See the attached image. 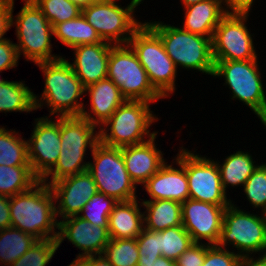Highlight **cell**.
Here are the masks:
<instances>
[{
  "instance_id": "1",
  "label": "cell",
  "mask_w": 266,
  "mask_h": 266,
  "mask_svg": "<svg viewBox=\"0 0 266 266\" xmlns=\"http://www.w3.org/2000/svg\"><path fill=\"white\" fill-rule=\"evenodd\" d=\"M53 199L50 185L41 180L29 190L9 197L11 227L33 235L38 240L57 239L58 232L54 230L58 229L59 222Z\"/></svg>"
},
{
  "instance_id": "2",
  "label": "cell",
  "mask_w": 266,
  "mask_h": 266,
  "mask_svg": "<svg viewBox=\"0 0 266 266\" xmlns=\"http://www.w3.org/2000/svg\"><path fill=\"white\" fill-rule=\"evenodd\" d=\"M96 125L81 116L60 117L61 151L55 166L41 179L52 183L87 170L89 162L83 163L86 147L93 148L99 142V133L94 134ZM82 162V164H81Z\"/></svg>"
},
{
  "instance_id": "3",
  "label": "cell",
  "mask_w": 266,
  "mask_h": 266,
  "mask_svg": "<svg viewBox=\"0 0 266 266\" xmlns=\"http://www.w3.org/2000/svg\"><path fill=\"white\" fill-rule=\"evenodd\" d=\"M37 65L44 72L45 88L40 101L34 95L35 108H41V101L46 100V105L51 107L50 115L60 113L61 117L80 116L84 104L77 101L85 92V87L75 75L70 62L61 57Z\"/></svg>"
},
{
  "instance_id": "4",
  "label": "cell",
  "mask_w": 266,
  "mask_h": 266,
  "mask_svg": "<svg viewBox=\"0 0 266 266\" xmlns=\"http://www.w3.org/2000/svg\"><path fill=\"white\" fill-rule=\"evenodd\" d=\"M146 24L160 37L164 49L177 65L208 75L214 73L212 39L161 22Z\"/></svg>"
},
{
  "instance_id": "5",
  "label": "cell",
  "mask_w": 266,
  "mask_h": 266,
  "mask_svg": "<svg viewBox=\"0 0 266 266\" xmlns=\"http://www.w3.org/2000/svg\"><path fill=\"white\" fill-rule=\"evenodd\" d=\"M128 44L136 53L154 89L163 98L173 93L177 68L165 51L160 37L143 23L134 32Z\"/></svg>"
},
{
  "instance_id": "6",
  "label": "cell",
  "mask_w": 266,
  "mask_h": 266,
  "mask_svg": "<svg viewBox=\"0 0 266 266\" xmlns=\"http://www.w3.org/2000/svg\"><path fill=\"white\" fill-rule=\"evenodd\" d=\"M149 104L142 100H126L103 124L106 127L110 124V134L106 128H101L98 132L99 141L107 146L121 148L148 141L144 140L145 135L151 139L157 132L150 134L148 127L158 118L153 116Z\"/></svg>"
},
{
  "instance_id": "7",
  "label": "cell",
  "mask_w": 266,
  "mask_h": 266,
  "mask_svg": "<svg viewBox=\"0 0 266 266\" xmlns=\"http://www.w3.org/2000/svg\"><path fill=\"white\" fill-rule=\"evenodd\" d=\"M92 156L94 163L89 162L87 170L98 192L118 202L136 199V186L126 170L121 148L107 146L99 141L92 150Z\"/></svg>"
},
{
  "instance_id": "8",
  "label": "cell",
  "mask_w": 266,
  "mask_h": 266,
  "mask_svg": "<svg viewBox=\"0 0 266 266\" xmlns=\"http://www.w3.org/2000/svg\"><path fill=\"white\" fill-rule=\"evenodd\" d=\"M113 44L108 59L107 78L120 89L126 100L155 102L163 98L152 86L134 50L126 44ZM130 47V48H129Z\"/></svg>"
},
{
  "instance_id": "9",
  "label": "cell",
  "mask_w": 266,
  "mask_h": 266,
  "mask_svg": "<svg viewBox=\"0 0 266 266\" xmlns=\"http://www.w3.org/2000/svg\"><path fill=\"white\" fill-rule=\"evenodd\" d=\"M213 76H224L225 83L237 98L261 119L266 126V97L258 71L257 59L248 61L214 60Z\"/></svg>"
},
{
  "instance_id": "10",
  "label": "cell",
  "mask_w": 266,
  "mask_h": 266,
  "mask_svg": "<svg viewBox=\"0 0 266 266\" xmlns=\"http://www.w3.org/2000/svg\"><path fill=\"white\" fill-rule=\"evenodd\" d=\"M25 1L16 16V35L19 45L15 44L18 55L23 52L26 60L37 63L53 61L61 58L51 55V36L53 27L33 0ZM21 51V52H20Z\"/></svg>"
},
{
  "instance_id": "11",
  "label": "cell",
  "mask_w": 266,
  "mask_h": 266,
  "mask_svg": "<svg viewBox=\"0 0 266 266\" xmlns=\"http://www.w3.org/2000/svg\"><path fill=\"white\" fill-rule=\"evenodd\" d=\"M138 5L137 1L132 0L126 8H122L115 0H98L84 7L82 14L103 41H113L115 45L128 44L134 32L142 25L133 16Z\"/></svg>"
},
{
  "instance_id": "12",
  "label": "cell",
  "mask_w": 266,
  "mask_h": 266,
  "mask_svg": "<svg viewBox=\"0 0 266 266\" xmlns=\"http://www.w3.org/2000/svg\"><path fill=\"white\" fill-rule=\"evenodd\" d=\"M262 215L259 217L245 213L230 204L223 214L221 234L216 245L223 248L227 243L233 244L237 250L241 251L239 254L242 257L249 256V254H244L245 252L265 251L266 214Z\"/></svg>"
},
{
  "instance_id": "13",
  "label": "cell",
  "mask_w": 266,
  "mask_h": 266,
  "mask_svg": "<svg viewBox=\"0 0 266 266\" xmlns=\"http://www.w3.org/2000/svg\"><path fill=\"white\" fill-rule=\"evenodd\" d=\"M248 14H226L212 38L214 60L248 61L257 59L252 37L245 26Z\"/></svg>"
},
{
  "instance_id": "14",
  "label": "cell",
  "mask_w": 266,
  "mask_h": 266,
  "mask_svg": "<svg viewBox=\"0 0 266 266\" xmlns=\"http://www.w3.org/2000/svg\"><path fill=\"white\" fill-rule=\"evenodd\" d=\"M184 168L188 180L189 198L219 206H229L221 183L218 163L184 149Z\"/></svg>"
},
{
  "instance_id": "15",
  "label": "cell",
  "mask_w": 266,
  "mask_h": 266,
  "mask_svg": "<svg viewBox=\"0 0 266 266\" xmlns=\"http://www.w3.org/2000/svg\"><path fill=\"white\" fill-rule=\"evenodd\" d=\"M58 121L37 118L32 137L27 140L28 160L33 174L41 180L58 161L61 151L60 116Z\"/></svg>"
},
{
  "instance_id": "16",
  "label": "cell",
  "mask_w": 266,
  "mask_h": 266,
  "mask_svg": "<svg viewBox=\"0 0 266 266\" xmlns=\"http://www.w3.org/2000/svg\"><path fill=\"white\" fill-rule=\"evenodd\" d=\"M182 226L190 234L193 242L206 239L216 245L223 225V214L227 206L214 205L193 199L182 204Z\"/></svg>"
},
{
  "instance_id": "17",
  "label": "cell",
  "mask_w": 266,
  "mask_h": 266,
  "mask_svg": "<svg viewBox=\"0 0 266 266\" xmlns=\"http://www.w3.org/2000/svg\"><path fill=\"white\" fill-rule=\"evenodd\" d=\"M55 200H59L56 215L63 219L78 216L85 204L97 192L94 179L88 170L60 179L50 185Z\"/></svg>"
},
{
  "instance_id": "18",
  "label": "cell",
  "mask_w": 266,
  "mask_h": 266,
  "mask_svg": "<svg viewBox=\"0 0 266 266\" xmlns=\"http://www.w3.org/2000/svg\"><path fill=\"white\" fill-rule=\"evenodd\" d=\"M57 242L67 238L77 248L84 253L77 257H88L102 255L104 248L107 246L110 236L105 227L92 225L89 221L79 216L65 218V221H59Z\"/></svg>"
},
{
  "instance_id": "19",
  "label": "cell",
  "mask_w": 266,
  "mask_h": 266,
  "mask_svg": "<svg viewBox=\"0 0 266 266\" xmlns=\"http://www.w3.org/2000/svg\"><path fill=\"white\" fill-rule=\"evenodd\" d=\"M176 163L180 169L164 163L143 185L152 200H172L183 203L189 199L188 180L184 168V149L179 151Z\"/></svg>"
},
{
  "instance_id": "20",
  "label": "cell",
  "mask_w": 266,
  "mask_h": 266,
  "mask_svg": "<svg viewBox=\"0 0 266 266\" xmlns=\"http://www.w3.org/2000/svg\"><path fill=\"white\" fill-rule=\"evenodd\" d=\"M111 43L79 45L75 51V61L70 63L82 85L87 86L107 78L108 59Z\"/></svg>"
},
{
  "instance_id": "21",
  "label": "cell",
  "mask_w": 266,
  "mask_h": 266,
  "mask_svg": "<svg viewBox=\"0 0 266 266\" xmlns=\"http://www.w3.org/2000/svg\"><path fill=\"white\" fill-rule=\"evenodd\" d=\"M155 138L121 147L126 170L135 184H144L165 163L162 152L155 147Z\"/></svg>"
},
{
  "instance_id": "22",
  "label": "cell",
  "mask_w": 266,
  "mask_h": 266,
  "mask_svg": "<svg viewBox=\"0 0 266 266\" xmlns=\"http://www.w3.org/2000/svg\"><path fill=\"white\" fill-rule=\"evenodd\" d=\"M89 92L91 109L96 116L93 117L85 108L80 116L87 119L91 124L98 126L104 124L114 111L126 101L119 87L109 78L102 79L85 88Z\"/></svg>"
},
{
  "instance_id": "23",
  "label": "cell",
  "mask_w": 266,
  "mask_h": 266,
  "mask_svg": "<svg viewBox=\"0 0 266 266\" xmlns=\"http://www.w3.org/2000/svg\"><path fill=\"white\" fill-rule=\"evenodd\" d=\"M221 4L222 0H205L185 7V23L182 29L212 39L220 20L226 14H231L228 9L224 11Z\"/></svg>"
},
{
  "instance_id": "24",
  "label": "cell",
  "mask_w": 266,
  "mask_h": 266,
  "mask_svg": "<svg viewBox=\"0 0 266 266\" xmlns=\"http://www.w3.org/2000/svg\"><path fill=\"white\" fill-rule=\"evenodd\" d=\"M137 199L118 202L108 218V233L110 238H137L144 228L143 217Z\"/></svg>"
},
{
  "instance_id": "25",
  "label": "cell",
  "mask_w": 266,
  "mask_h": 266,
  "mask_svg": "<svg viewBox=\"0 0 266 266\" xmlns=\"http://www.w3.org/2000/svg\"><path fill=\"white\" fill-rule=\"evenodd\" d=\"M142 205L147 213L143 217L144 228L150 231H163L164 229L182 225V205L172 200H147Z\"/></svg>"
},
{
  "instance_id": "26",
  "label": "cell",
  "mask_w": 266,
  "mask_h": 266,
  "mask_svg": "<svg viewBox=\"0 0 266 266\" xmlns=\"http://www.w3.org/2000/svg\"><path fill=\"white\" fill-rule=\"evenodd\" d=\"M53 35L64 45L74 48L79 45L109 43L103 41L83 14L53 26Z\"/></svg>"
},
{
  "instance_id": "27",
  "label": "cell",
  "mask_w": 266,
  "mask_h": 266,
  "mask_svg": "<svg viewBox=\"0 0 266 266\" xmlns=\"http://www.w3.org/2000/svg\"><path fill=\"white\" fill-rule=\"evenodd\" d=\"M218 167L222 187L226 191L228 184L231 186L244 185L258 166L254 165L248 152L237 151L228 156L222 166L218 163Z\"/></svg>"
},
{
  "instance_id": "28",
  "label": "cell",
  "mask_w": 266,
  "mask_h": 266,
  "mask_svg": "<svg viewBox=\"0 0 266 266\" xmlns=\"http://www.w3.org/2000/svg\"><path fill=\"white\" fill-rule=\"evenodd\" d=\"M38 239L18 228L0 230V263L10 266L18 260Z\"/></svg>"
},
{
  "instance_id": "29",
  "label": "cell",
  "mask_w": 266,
  "mask_h": 266,
  "mask_svg": "<svg viewBox=\"0 0 266 266\" xmlns=\"http://www.w3.org/2000/svg\"><path fill=\"white\" fill-rule=\"evenodd\" d=\"M38 181L30 166L0 165V195L11 197L23 193Z\"/></svg>"
},
{
  "instance_id": "30",
  "label": "cell",
  "mask_w": 266,
  "mask_h": 266,
  "mask_svg": "<svg viewBox=\"0 0 266 266\" xmlns=\"http://www.w3.org/2000/svg\"><path fill=\"white\" fill-rule=\"evenodd\" d=\"M36 110L34 93L22 82L6 81L0 85V111Z\"/></svg>"
},
{
  "instance_id": "31",
  "label": "cell",
  "mask_w": 266,
  "mask_h": 266,
  "mask_svg": "<svg viewBox=\"0 0 266 266\" xmlns=\"http://www.w3.org/2000/svg\"><path fill=\"white\" fill-rule=\"evenodd\" d=\"M13 132L0 127V165L30 166L27 141L20 139L21 137Z\"/></svg>"
},
{
  "instance_id": "32",
  "label": "cell",
  "mask_w": 266,
  "mask_h": 266,
  "mask_svg": "<svg viewBox=\"0 0 266 266\" xmlns=\"http://www.w3.org/2000/svg\"><path fill=\"white\" fill-rule=\"evenodd\" d=\"M102 255L112 266H137L139 251L136 238H110Z\"/></svg>"
},
{
  "instance_id": "33",
  "label": "cell",
  "mask_w": 266,
  "mask_h": 266,
  "mask_svg": "<svg viewBox=\"0 0 266 266\" xmlns=\"http://www.w3.org/2000/svg\"><path fill=\"white\" fill-rule=\"evenodd\" d=\"M193 243L182 225L159 231V250L167 259L176 261Z\"/></svg>"
},
{
  "instance_id": "34",
  "label": "cell",
  "mask_w": 266,
  "mask_h": 266,
  "mask_svg": "<svg viewBox=\"0 0 266 266\" xmlns=\"http://www.w3.org/2000/svg\"><path fill=\"white\" fill-rule=\"evenodd\" d=\"M117 203L114 198L97 191L80 212L84 214L78 216L92 225L105 227L108 230V218Z\"/></svg>"
},
{
  "instance_id": "35",
  "label": "cell",
  "mask_w": 266,
  "mask_h": 266,
  "mask_svg": "<svg viewBox=\"0 0 266 266\" xmlns=\"http://www.w3.org/2000/svg\"><path fill=\"white\" fill-rule=\"evenodd\" d=\"M51 23L56 24L74 19L82 14V9L69 0H33Z\"/></svg>"
},
{
  "instance_id": "36",
  "label": "cell",
  "mask_w": 266,
  "mask_h": 266,
  "mask_svg": "<svg viewBox=\"0 0 266 266\" xmlns=\"http://www.w3.org/2000/svg\"><path fill=\"white\" fill-rule=\"evenodd\" d=\"M58 248L59 244L56 239L37 240L10 266H46Z\"/></svg>"
},
{
  "instance_id": "37",
  "label": "cell",
  "mask_w": 266,
  "mask_h": 266,
  "mask_svg": "<svg viewBox=\"0 0 266 266\" xmlns=\"http://www.w3.org/2000/svg\"><path fill=\"white\" fill-rule=\"evenodd\" d=\"M243 186L249 202L266 214V164L259 165Z\"/></svg>"
},
{
  "instance_id": "38",
  "label": "cell",
  "mask_w": 266,
  "mask_h": 266,
  "mask_svg": "<svg viewBox=\"0 0 266 266\" xmlns=\"http://www.w3.org/2000/svg\"><path fill=\"white\" fill-rule=\"evenodd\" d=\"M242 256L217 245L206 246V255L202 266H240Z\"/></svg>"
},
{
  "instance_id": "39",
  "label": "cell",
  "mask_w": 266,
  "mask_h": 266,
  "mask_svg": "<svg viewBox=\"0 0 266 266\" xmlns=\"http://www.w3.org/2000/svg\"><path fill=\"white\" fill-rule=\"evenodd\" d=\"M139 258H158L162 256L159 250V231H150L143 228L136 238Z\"/></svg>"
},
{
  "instance_id": "40",
  "label": "cell",
  "mask_w": 266,
  "mask_h": 266,
  "mask_svg": "<svg viewBox=\"0 0 266 266\" xmlns=\"http://www.w3.org/2000/svg\"><path fill=\"white\" fill-rule=\"evenodd\" d=\"M206 255V245L194 242L176 260L178 266H202Z\"/></svg>"
},
{
  "instance_id": "41",
  "label": "cell",
  "mask_w": 266,
  "mask_h": 266,
  "mask_svg": "<svg viewBox=\"0 0 266 266\" xmlns=\"http://www.w3.org/2000/svg\"><path fill=\"white\" fill-rule=\"evenodd\" d=\"M18 51L14 43L5 39L0 42V71L17 66Z\"/></svg>"
},
{
  "instance_id": "42",
  "label": "cell",
  "mask_w": 266,
  "mask_h": 266,
  "mask_svg": "<svg viewBox=\"0 0 266 266\" xmlns=\"http://www.w3.org/2000/svg\"><path fill=\"white\" fill-rule=\"evenodd\" d=\"M14 0H0V42L5 40L4 34L13 26Z\"/></svg>"
},
{
  "instance_id": "43",
  "label": "cell",
  "mask_w": 266,
  "mask_h": 266,
  "mask_svg": "<svg viewBox=\"0 0 266 266\" xmlns=\"http://www.w3.org/2000/svg\"><path fill=\"white\" fill-rule=\"evenodd\" d=\"M11 226L9 197L0 195V230Z\"/></svg>"
},
{
  "instance_id": "44",
  "label": "cell",
  "mask_w": 266,
  "mask_h": 266,
  "mask_svg": "<svg viewBox=\"0 0 266 266\" xmlns=\"http://www.w3.org/2000/svg\"><path fill=\"white\" fill-rule=\"evenodd\" d=\"M225 1L227 6L232 10L231 14H248L253 0H222Z\"/></svg>"
},
{
  "instance_id": "45",
  "label": "cell",
  "mask_w": 266,
  "mask_h": 266,
  "mask_svg": "<svg viewBox=\"0 0 266 266\" xmlns=\"http://www.w3.org/2000/svg\"><path fill=\"white\" fill-rule=\"evenodd\" d=\"M240 266H266V252L258 260L249 258V256L242 257Z\"/></svg>"
},
{
  "instance_id": "46",
  "label": "cell",
  "mask_w": 266,
  "mask_h": 266,
  "mask_svg": "<svg viewBox=\"0 0 266 266\" xmlns=\"http://www.w3.org/2000/svg\"><path fill=\"white\" fill-rule=\"evenodd\" d=\"M85 258L88 260L89 266H112L103 255H99L98 258L96 255Z\"/></svg>"
},
{
  "instance_id": "47",
  "label": "cell",
  "mask_w": 266,
  "mask_h": 266,
  "mask_svg": "<svg viewBox=\"0 0 266 266\" xmlns=\"http://www.w3.org/2000/svg\"><path fill=\"white\" fill-rule=\"evenodd\" d=\"M153 266H178V265L176 264V261L167 259L164 256H160L158 257L157 260L154 261Z\"/></svg>"
},
{
  "instance_id": "48",
  "label": "cell",
  "mask_w": 266,
  "mask_h": 266,
  "mask_svg": "<svg viewBox=\"0 0 266 266\" xmlns=\"http://www.w3.org/2000/svg\"><path fill=\"white\" fill-rule=\"evenodd\" d=\"M158 258H139L137 266H153Z\"/></svg>"
},
{
  "instance_id": "49",
  "label": "cell",
  "mask_w": 266,
  "mask_h": 266,
  "mask_svg": "<svg viewBox=\"0 0 266 266\" xmlns=\"http://www.w3.org/2000/svg\"><path fill=\"white\" fill-rule=\"evenodd\" d=\"M77 259L73 260L69 266H89V262L84 257H76Z\"/></svg>"
},
{
  "instance_id": "50",
  "label": "cell",
  "mask_w": 266,
  "mask_h": 266,
  "mask_svg": "<svg viewBox=\"0 0 266 266\" xmlns=\"http://www.w3.org/2000/svg\"><path fill=\"white\" fill-rule=\"evenodd\" d=\"M69 1L78 5L81 9H83L84 7H87L88 5L98 0H69Z\"/></svg>"
},
{
  "instance_id": "51",
  "label": "cell",
  "mask_w": 266,
  "mask_h": 266,
  "mask_svg": "<svg viewBox=\"0 0 266 266\" xmlns=\"http://www.w3.org/2000/svg\"><path fill=\"white\" fill-rule=\"evenodd\" d=\"M202 1H205V0H182L184 7H187L189 5L196 4V3L202 2Z\"/></svg>"
},
{
  "instance_id": "52",
  "label": "cell",
  "mask_w": 266,
  "mask_h": 266,
  "mask_svg": "<svg viewBox=\"0 0 266 266\" xmlns=\"http://www.w3.org/2000/svg\"><path fill=\"white\" fill-rule=\"evenodd\" d=\"M5 82H6L5 80L0 79V85H1V84H4Z\"/></svg>"
}]
</instances>
